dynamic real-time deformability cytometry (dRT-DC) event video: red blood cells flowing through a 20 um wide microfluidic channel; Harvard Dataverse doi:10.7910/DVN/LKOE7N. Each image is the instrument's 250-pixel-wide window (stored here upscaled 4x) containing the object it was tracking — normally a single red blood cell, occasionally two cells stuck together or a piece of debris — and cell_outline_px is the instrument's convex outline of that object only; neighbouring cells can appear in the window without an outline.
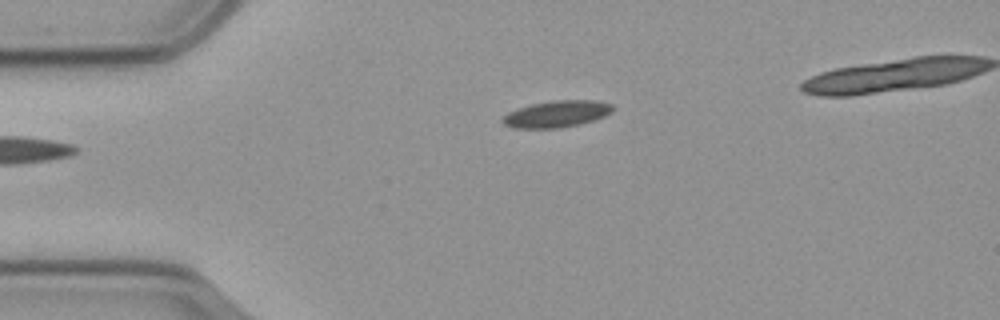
{"species": "common noctule bat (a hibernating species)", "species_latin": "Nyctalus noctula", "temperature_condition": "cold", "stored_images_in_passage": 40, "camera_frame_rate_fps": 3000, "um_per_image_px": 0.085, "animal": {"sex": "male", "body_mass_g": 23.1, "forearm_length_mm": 52.7}, "frame": {"image": 1, "passage_image": 1, "time_ms": 0.0, "image_size_px": [1000, 320], "cell_outline_px": [[616, 108], [612, 112], [604, 116], [580, 124], [556, 128], [516, 128], [504, 124], [500, 120], [508, 112], [532, 104], [552, 100], [596, 100], [612, 104]], "centroid_in_image_um": [47.35, 9.68], "position_along_channel_um": 37.6, "area_um2": 17.05}}
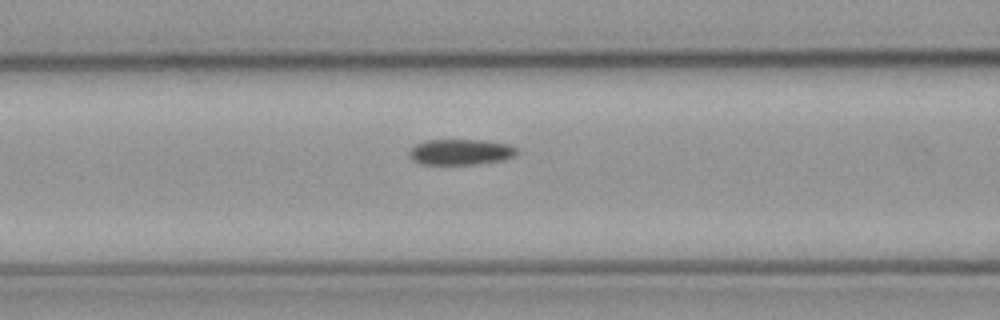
{"frame": {"image": 2, "passage_image": 11, "time_ms": 3.333, "image_size_px": [1000, 320], "cell_outline_px": [[520, 152], [516, 156], [504, 160], [476, 164], [420, 164], [412, 160], [408, 152], [416, 144], [424, 140], [484, 140], [508, 144], [516, 148]], "centroid_in_image_um": [39.18, 12.92], "position_along_channel_um": 127.4, "area_um2": 16.3}}
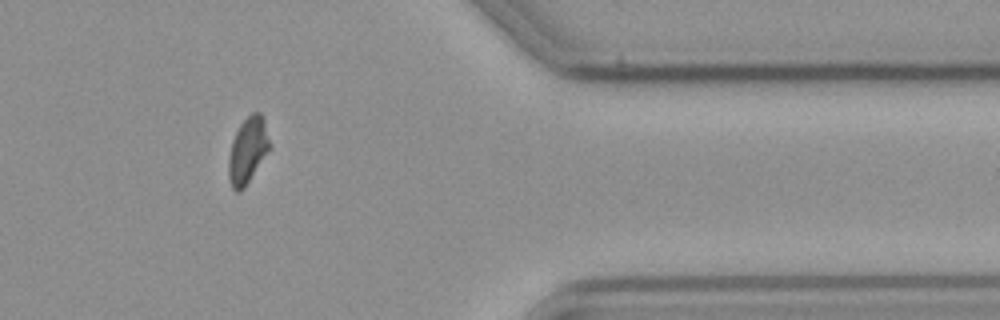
{"frame": {"image": 3, "passage_image": 35, "time_ms": 11.333, "image_size_px": [1000, 320], "cell_outline_px": [[268, 148], [244, 188], [240, 192], [236, 192], [232, 188], [228, 176], [228, 156], [232, 140], [240, 124], [252, 112], [260, 112], [264, 120], [268, 140]], "centroid_in_image_um": [20.99, 12.79], "position_along_channel_um": 390.4, "area_um2": 15.2}}